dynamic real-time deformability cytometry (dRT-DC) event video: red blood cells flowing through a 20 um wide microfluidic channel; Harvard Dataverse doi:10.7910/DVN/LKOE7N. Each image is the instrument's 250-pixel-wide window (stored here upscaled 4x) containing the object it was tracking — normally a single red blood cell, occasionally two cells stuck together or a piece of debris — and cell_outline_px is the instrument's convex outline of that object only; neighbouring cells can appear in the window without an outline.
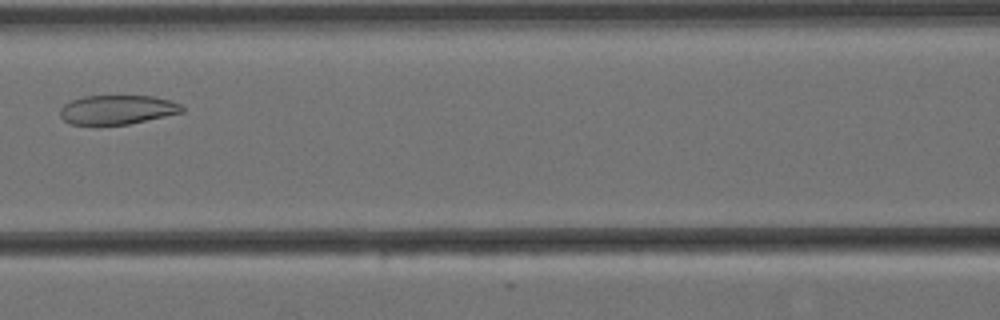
{"species": "Egyptian fruit bat (a non-hibernating species)", "species_latin": "Rousettus aegyptiacus", "temperature_condition": "cold", "stored_images_in_passage": 12, "camera_frame_rate_fps": 3000, "um_per_image_px": 0.085, "animal": {"sex": "female"}, "frame": {"image": 1, "passage_image": 4, "time_ms": 1.0, "image_size_px": [1000, 320], "cell_outline_px": [[184, 112], [128, 124], [68, 124], [60, 116], [60, 108], [64, 104], [72, 100], [84, 96], [152, 96], [168, 100], [180, 104], [184, 108]], "centroid_in_image_um": [9.95, 9.32], "position_along_channel_um": 156.6, "area_um2": 20.58}}
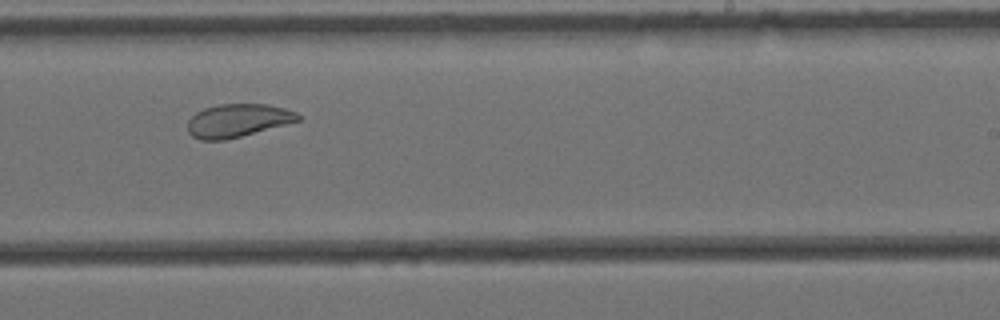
{"frame": {"image": 2, "passage_image": 7, "time_ms": 2.0, "image_size_px": [1000, 320], "cell_outline_px": [[300, 120], [240, 136], [224, 140], [200, 140], [192, 136], [188, 132], [188, 120], [196, 112], [204, 108], [220, 104], [268, 104], [284, 108], [296, 112], [300, 116]], "centroid_in_image_um": [20.17, 10.23], "position_along_channel_um": 268.8, "area_um2": 21.1}}
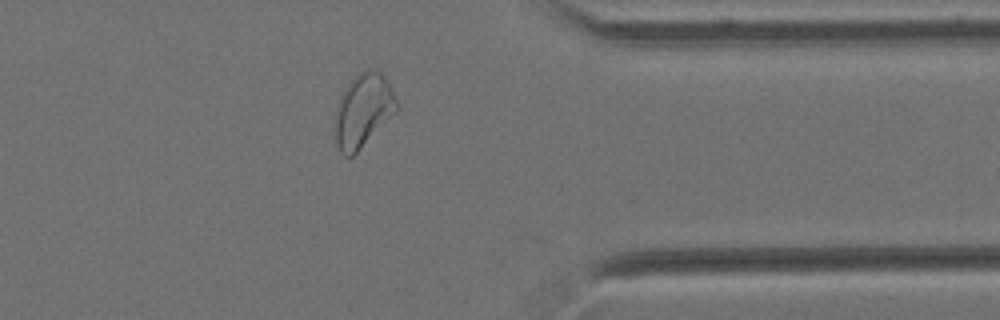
{"frame": {"image": 3, "passage_image": 10, "time_ms": 3.0, "image_size_px": [1000, 320], "cell_outline_px": [[396, 112], [352, 156], [344, 156], [340, 152], [336, 144], [332, 128], [332, 120], [336, 104], [344, 88], [364, 68], [372, 68], [380, 72], [388, 80], [392, 88], [396, 100]], "centroid_in_image_um": [30.8, 9.38], "position_along_channel_um": 380.6, "area_um2": 26.7}}